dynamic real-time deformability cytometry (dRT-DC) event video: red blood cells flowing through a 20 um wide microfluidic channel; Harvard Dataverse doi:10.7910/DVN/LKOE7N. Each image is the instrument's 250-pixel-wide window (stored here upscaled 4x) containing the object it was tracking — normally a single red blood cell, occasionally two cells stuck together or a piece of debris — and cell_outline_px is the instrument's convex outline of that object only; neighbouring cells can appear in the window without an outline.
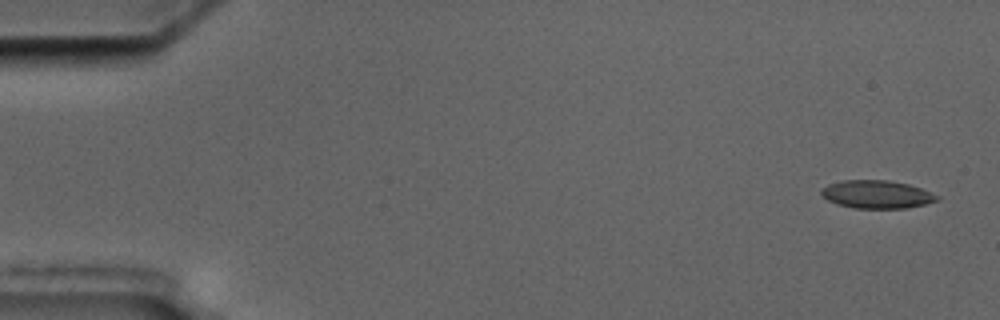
{"species": "common noctule bat (a hibernating species)", "species_latin": "Nyctalus noctula", "temperature_condition": "cold", "stored_images_in_passage": 4, "segment_of_instrument_passage": [2, 2], "camera_frame_rate_fps": 3000, "um_per_image_px": 0.085, "animal": {"sex": "male", "body_mass_g": 17.5, "forearm_length_mm": 52.3}, "frame": {"image": 1, "passage_image": 4, "time_ms": 4.0, "image_size_px": [1000, 320], "cell_outline_px": [[940, 200], [924, 204], [904, 208], [856, 208], [836, 204], [828, 200], [820, 192], [828, 184], [844, 180], [888, 180], [908, 184], [920, 188], [940, 196]], "centroid_in_image_um": [74.54, 16.52], "position_along_channel_um": 10.5, "area_um2": 18.73}}